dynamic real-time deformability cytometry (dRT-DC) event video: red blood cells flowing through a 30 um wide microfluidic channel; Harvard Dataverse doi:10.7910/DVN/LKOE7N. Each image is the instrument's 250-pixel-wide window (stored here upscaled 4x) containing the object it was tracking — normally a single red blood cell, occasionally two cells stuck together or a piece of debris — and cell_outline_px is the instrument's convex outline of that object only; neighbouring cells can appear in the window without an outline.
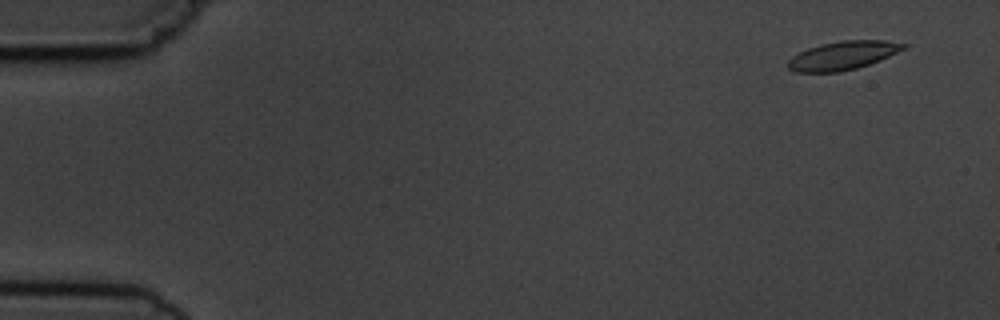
{"species": "common noctule bat (a hibernating species)", "species_latin": "Nyctalus noctula", "temperature_condition": "cold", "stored_images_in_passage": 8, "camera_frame_rate_fps": 3000, "um_per_image_px": 0.085, "animal": {"sex": "male", "body_mass_g": 19.5, "forearm_length_mm": 54.6}, "frame": {"image": 1, "passage_image": 1, "time_ms": 0.0, "image_size_px": [1000, 320], "cell_outline_px": [[908, 48], [880, 60], [856, 68], [840, 72], [796, 72], [788, 68], [784, 64], [792, 56], [808, 48], [820, 44], [840, 40], [884, 40], [908, 44]], "centroid_in_image_um": [71.64, 4.71], "position_along_channel_um": 13.4, "area_um2": 19.42}}
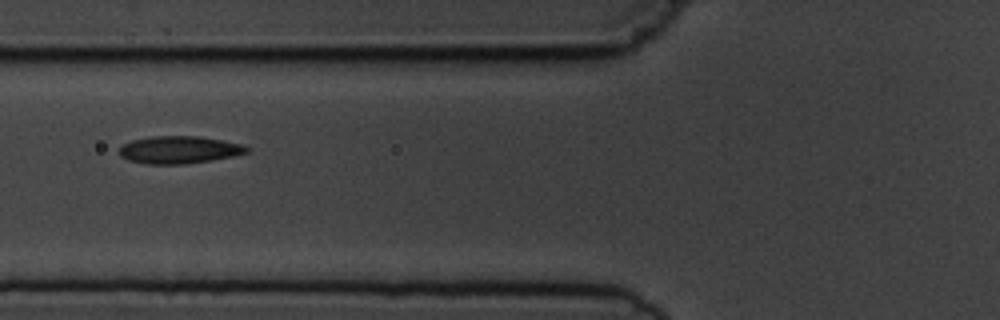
{"frame": {"image": 2, "passage_image": 6, "time_ms": 6.0, "image_size_px": [1000, 320], "cell_outline_px": [[248, 152], [232, 156], [212, 160], [184, 164], [148, 164], [128, 160], [120, 156], [116, 152], [120, 144], [132, 140], [152, 136], [200, 136], [244, 144], [248, 148]], "centroid_in_image_um": [15.17, 12.73], "position_along_channel_um": 110.6, "area_um2": 20.63}}
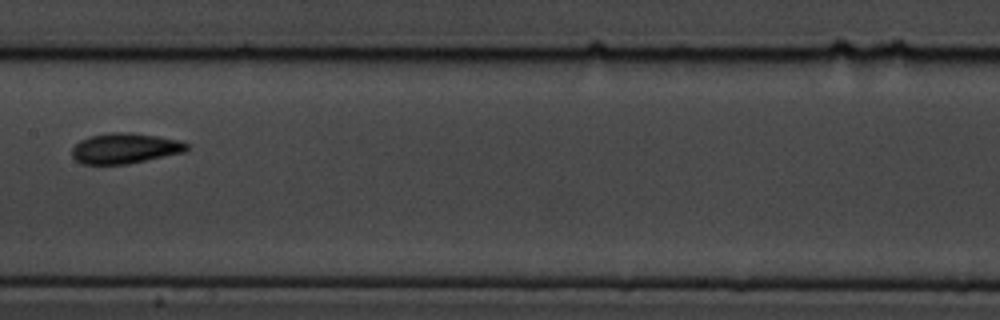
{"frame": {"image": 3, "passage_image": 8, "time_ms": 8.333, "image_size_px": [1000, 320], "cell_outline_px": [[188, 148], [184, 152], [128, 164], [80, 164], [72, 156], [72, 148], [80, 140], [92, 136], [112, 132], [132, 132], [160, 136], [180, 140], [188, 144]], "centroid_in_image_um": [10.63, 12.6], "position_along_channel_um": 196.8, "area_um2": 20.4}}